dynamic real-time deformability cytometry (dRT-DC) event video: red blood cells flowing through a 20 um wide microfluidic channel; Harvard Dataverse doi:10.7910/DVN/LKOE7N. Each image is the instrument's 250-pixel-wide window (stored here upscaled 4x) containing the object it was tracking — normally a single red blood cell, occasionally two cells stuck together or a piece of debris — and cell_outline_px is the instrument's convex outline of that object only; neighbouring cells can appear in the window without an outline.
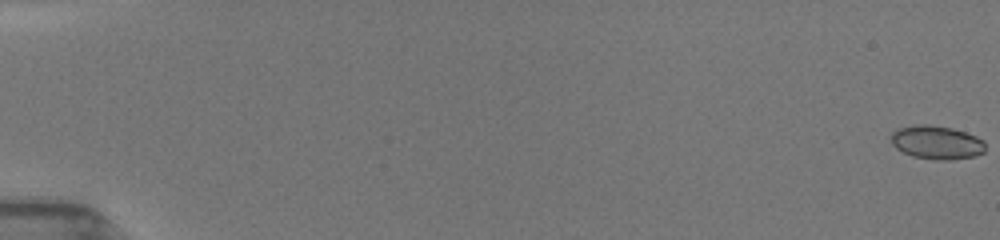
{"species": "common noctule bat (a hibernating species)", "species_latin": "Nyctalus noctula", "temperature_condition": "room temperature", "stored_images_in_passage": 4, "camera_frame_rate_fps": 3000, "um_per_image_px": 0.085, "animal": {"sex": "female", "body_mass_g": 19.5, "forearm_length_mm": 54.1}, "frame": {"image": 1, "passage_image": 1, "time_ms": 0.0, "image_size_px": [1000, 240], "cell_outline_px": [[984, 152], [976, 156], [948, 160], [936, 160], [912, 156], [896, 148], [892, 144], [888, 136], [892, 132], [900, 128], [916, 124], [928, 124], [952, 128], [976, 136], [984, 140]], "centroid_in_image_um": [79.59, 12.1], "position_along_channel_um": 5.4, "area_um2": 18.55}}